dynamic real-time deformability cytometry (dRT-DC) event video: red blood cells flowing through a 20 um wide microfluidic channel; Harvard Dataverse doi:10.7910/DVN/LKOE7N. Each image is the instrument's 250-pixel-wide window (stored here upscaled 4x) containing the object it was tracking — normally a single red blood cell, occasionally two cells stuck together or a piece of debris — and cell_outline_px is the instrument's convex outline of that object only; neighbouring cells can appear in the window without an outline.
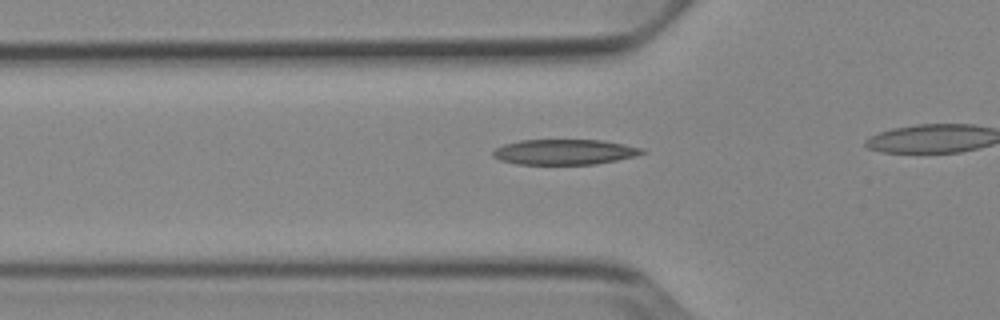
{"species": "Egyptian fruit bat (a non-hibernating species)", "species_latin": "Rousettus aegyptiacus", "temperature_condition": "cold", "stored_images_in_passage": 19, "camera_frame_rate_fps": 3000, "um_per_image_px": 0.085, "animal": {"sex": "female"}, "frame": {"image": 1, "passage_image": 14, "time_ms": 4.333, "image_size_px": [1000, 320], "cell_outline_px": [[648, 152], [636, 156], [596, 164], [516, 164], [500, 160], [492, 156], [492, 152], [496, 148], [504, 144], [520, 140], [604, 140], [644, 148]], "centroid_in_image_um": [48.01, 12.91], "position_along_channel_um": 77.8, "area_um2": 22.14}}